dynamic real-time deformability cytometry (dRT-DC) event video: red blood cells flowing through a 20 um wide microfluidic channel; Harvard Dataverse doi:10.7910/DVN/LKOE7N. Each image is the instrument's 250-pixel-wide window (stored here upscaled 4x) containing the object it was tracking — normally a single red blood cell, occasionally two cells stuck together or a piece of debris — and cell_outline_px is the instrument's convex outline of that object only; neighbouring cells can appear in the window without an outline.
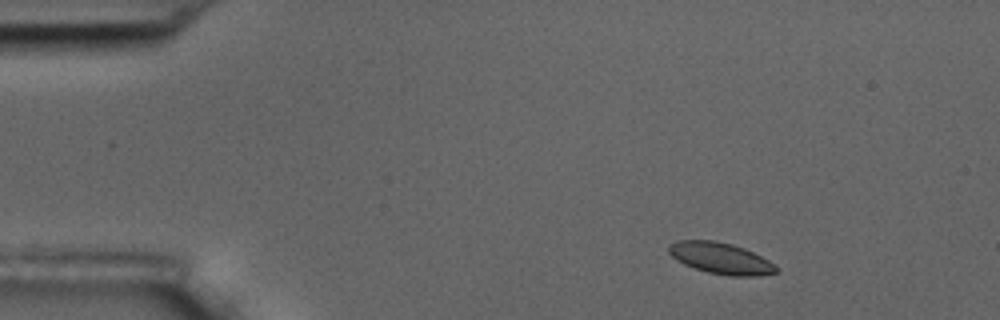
{"species": "common noctule bat (a hibernating species)", "species_latin": "Nyctalus noctula", "temperature_condition": "room temperature", "stored_images_in_passage": 8, "camera_frame_rate_fps": 3000, "um_per_image_px": 0.085, "animal": {"sex": "male", "body_mass_g": 17.5, "forearm_length_mm": 52.3}, "frame": {"image": 1, "passage_image": 2, "time_ms": 1.333, "image_size_px": [1000, 320], "cell_outline_px": [[780, 268], [776, 272], [756, 276], [728, 276], [708, 272], [684, 264], [672, 256], [668, 252], [668, 244], [676, 240], [716, 240], [732, 244], [744, 248], [768, 260]], "centroid_in_image_um": [61.25, 21.94], "position_along_channel_um": 23.8, "area_um2": 19.59}}
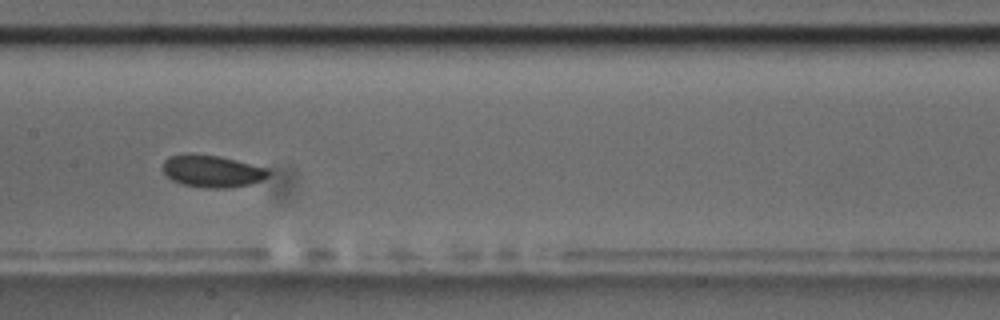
{"frame": {"image": 2, "passage_image": 8, "time_ms": 8.333, "image_size_px": [1000, 320], "cell_outline_px": [[272, 172], [268, 176], [252, 184], [228, 188], [208, 188], [180, 184], [164, 176], [164, 160], [168, 156], [184, 152], [220, 156], [268, 168]], "centroid_in_image_um": [18.01, 14.54], "position_along_channel_um": 189.4, "area_um2": 20.17}}